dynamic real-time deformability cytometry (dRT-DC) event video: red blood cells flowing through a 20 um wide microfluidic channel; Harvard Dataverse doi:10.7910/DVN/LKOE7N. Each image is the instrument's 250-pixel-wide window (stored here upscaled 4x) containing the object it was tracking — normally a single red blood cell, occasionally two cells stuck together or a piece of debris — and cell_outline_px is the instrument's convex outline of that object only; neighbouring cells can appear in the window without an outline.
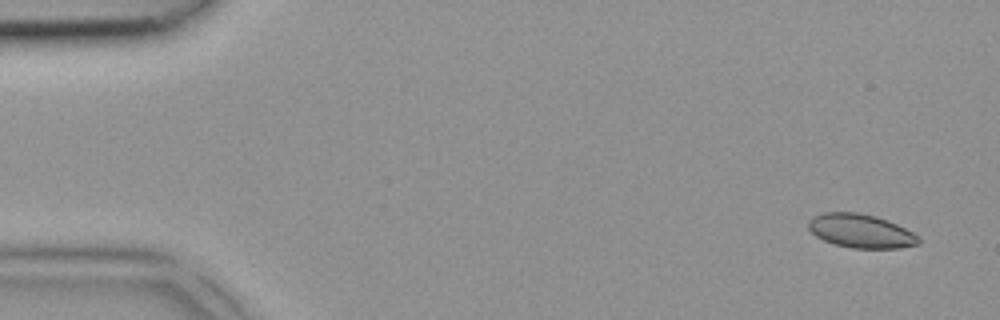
{"species": "common noctule bat (a hibernating species)", "species_latin": "Nyctalus noctula", "temperature_condition": "room temperature", "stored_images_in_passage": 3, "camera_frame_rate_fps": 3000, "um_per_image_px": 0.085, "animal": {"sex": "female", "body_mass_g": 18.4}, "frame": {"image": 1, "passage_image": 3, "time_ms": 0.667, "image_size_px": [1000, 320], "cell_outline_px": [[920, 244], [900, 248], [852, 248], [836, 244], [824, 240], [816, 236], [808, 228], [808, 220], [824, 212], [856, 212], [876, 216], [888, 220], [920, 236]], "centroid_in_image_um": [73.19, 19.63], "position_along_channel_um": 11.8, "area_um2": 21.62}}